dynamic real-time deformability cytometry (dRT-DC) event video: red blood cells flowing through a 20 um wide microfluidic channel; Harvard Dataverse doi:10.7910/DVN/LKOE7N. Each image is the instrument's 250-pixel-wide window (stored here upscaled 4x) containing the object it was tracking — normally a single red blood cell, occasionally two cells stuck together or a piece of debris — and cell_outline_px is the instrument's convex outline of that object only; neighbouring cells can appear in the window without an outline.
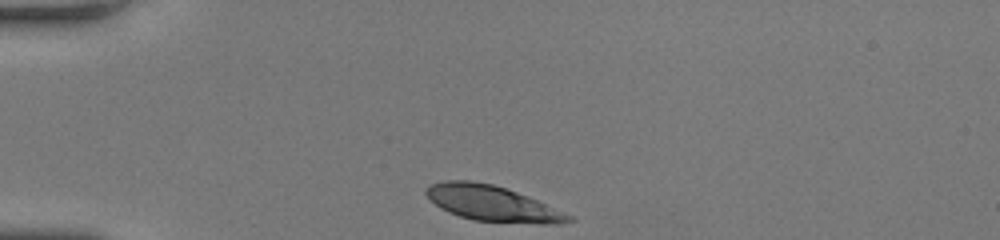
{"species": "human", "species_latin": "Homo sapiens", "temperature_condition": "room temperature", "stored_images_in_passage": 32, "camera_frame_rate_fps": 3000, "um_per_image_px": 0.085, "donor": {"sex": "female"}, "frame": {"image": 1, "passage_image": 1, "time_ms": 0.0, "image_size_px": [1000, 240], "cell_outline_px": [[576, 220], [560, 224], [540, 224], [472, 220], [448, 212], [440, 208], [424, 192], [424, 188], [428, 184], [444, 180], [472, 180], [492, 184], [516, 192], [536, 200], [572, 216]], "centroid_in_image_um": [41.8, 17.29], "position_along_channel_um": 43.2, "area_um2": 29.36}}
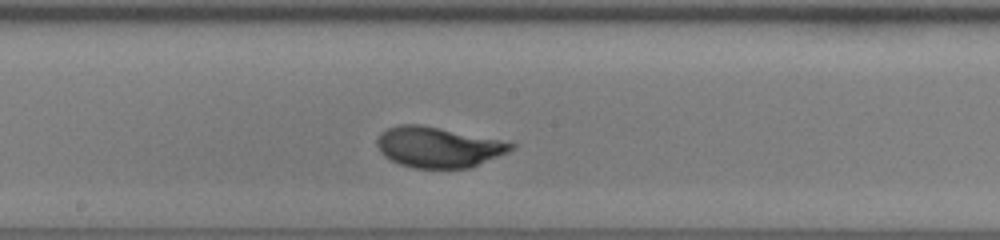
{"frame": {"image": 2, "passage_image": 17, "time_ms": 5.333, "image_size_px": [1000, 240], "cell_outline_px": [[516, 144], [508, 152], [468, 168], [412, 168], [400, 164], [384, 156], [380, 152], [376, 144], [376, 140], [380, 132], [396, 124], [420, 124]], "centroid_in_image_um": [37.16, 12.51], "position_along_channel_um": 211.0, "area_um2": 31.21}}
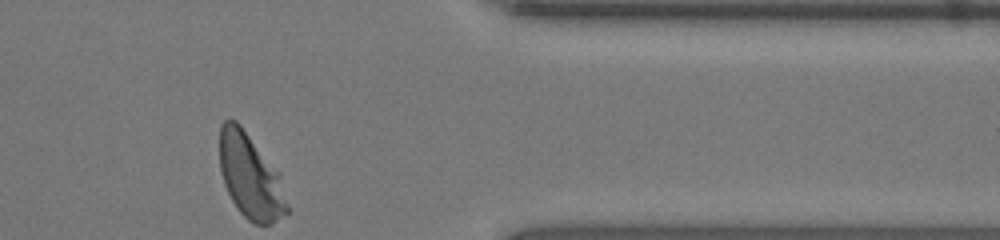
{"frame": {"image": 3, "passage_image": 32, "time_ms": 10.333, "image_size_px": [1000, 240], "cell_outline_px": [[288, 212], [272, 224], [256, 224], [248, 220], [236, 208], [224, 184], [220, 168], [220, 124], [224, 120], [236, 120], [240, 124], [280, 172], [288, 208]], "centroid_in_image_um": [21.29, 14.98], "position_along_channel_um": 390.1, "area_um2": 33.35}, "authors_computed_cell_mechanics": {"area_um2": 31.1831, "velocity_mm_per_s": 3.8685, "shape_relaxation_time_tau1_ms": 3.084, "shape_relaxation_time_tau2_ms": null, "deformation_change_tau1": 0.1669, "deformation_change_tau2": null}}